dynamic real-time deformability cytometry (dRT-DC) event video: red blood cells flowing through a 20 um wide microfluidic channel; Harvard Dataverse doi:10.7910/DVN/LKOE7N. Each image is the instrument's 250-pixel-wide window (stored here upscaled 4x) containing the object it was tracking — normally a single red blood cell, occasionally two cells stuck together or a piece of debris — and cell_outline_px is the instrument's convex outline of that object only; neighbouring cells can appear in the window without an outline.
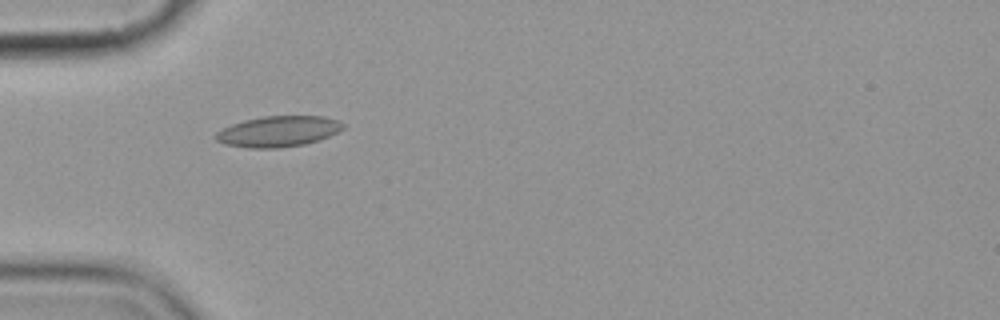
{"species": "common noctule bat (a hibernating species)", "species_latin": "Nyctalus noctula", "temperature_condition": "cold", "stored_images_in_passage": 8, "camera_frame_rate_fps": 3000, "um_per_image_px": 0.085, "animal": {"sex": "female", "body_mass_g": 19.9}, "frame": {"image": 1, "passage_image": 6, "time_ms": 5.667, "image_size_px": [1000, 320], "cell_outline_px": [[344, 128], [328, 136], [304, 144], [276, 148], [248, 148], [224, 144], [216, 140], [212, 136], [216, 132], [232, 124], [244, 120], [264, 116], [324, 116], [336, 120], [344, 124]], "centroid_in_image_um": [23.6, 11.17], "position_along_channel_um": 61.4, "area_um2": 22.66}}
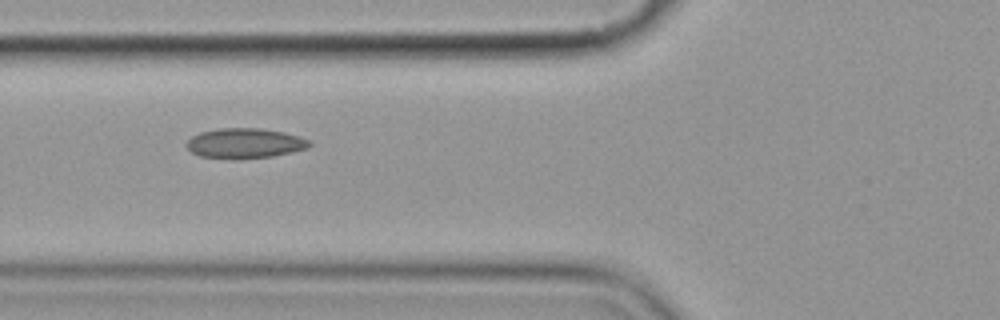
{"frame": {"image": 2, "passage_image": 7, "time_ms": 7.0, "image_size_px": [1000, 320], "cell_outline_px": [[312, 144], [308, 148], [292, 152], [272, 156], [240, 160], [236, 160], [200, 156], [192, 152], [184, 144], [192, 136], [200, 132], [216, 128], [260, 128], [284, 132], [300, 136], [312, 140]], "centroid_in_image_um": [20.83, 12.18], "position_along_channel_um": 105.0, "area_um2": 21.96}}
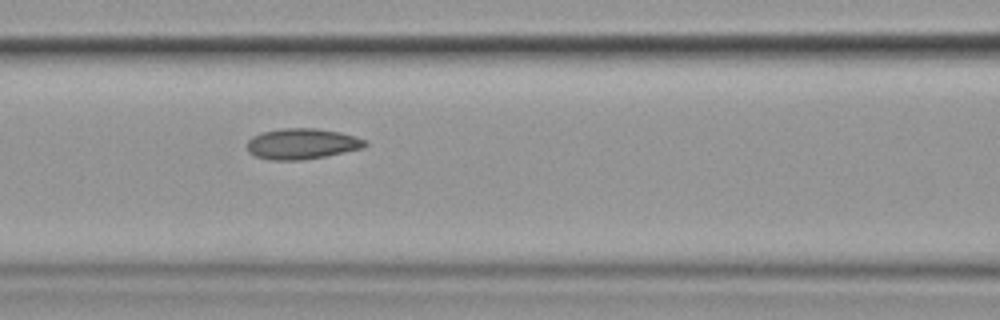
{"frame": {"image": 3, "passage_image": 8, "time_ms": 8.0, "image_size_px": [1000, 320], "cell_outline_px": [[368, 144], [364, 148], [324, 156], [300, 160], [268, 160], [256, 156], [248, 152], [248, 140], [252, 136], [260, 132], [280, 128], [316, 128], [340, 132], [356, 136], [368, 140]], "centroid_in_image_um": [25.68, 12.21], "position_along_channel_um": 140.9, "area_um2": 21.33}}